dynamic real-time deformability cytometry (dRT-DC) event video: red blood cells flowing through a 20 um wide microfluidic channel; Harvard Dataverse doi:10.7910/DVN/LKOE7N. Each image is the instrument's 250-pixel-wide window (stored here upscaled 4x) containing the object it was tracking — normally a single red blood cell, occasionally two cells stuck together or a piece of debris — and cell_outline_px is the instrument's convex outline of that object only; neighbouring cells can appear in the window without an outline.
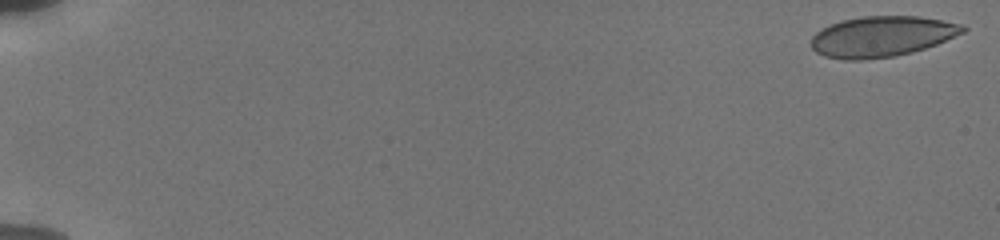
{"species": "human", "species_latin": "Homo sapiens", "temperature_condition": "cold", "stored_images_in_passage": 55, "camera_frame_rate_fps": 3000, "um_per_image_px": 0.085, "donor": {"sex": "male"}, "frame": {"image": 1, "passage_image": 1, "time_ms": 0.0, "image_size_px": [1000, 240], "cell_outline_px": [[968, 28], [964, 32], [936, 44], [912, 52], [896, 56], [860, 60], [844, 60], [824, 56], [816, 52], [812, 48], [812, 36], [820, 28], [840, 20], [864, 16], [920, 16], [964, 24]], "centroid_in_image_um": [74.95, 3.09], "position_along_channel_um": 10.1, "area_um2": 36.07}}
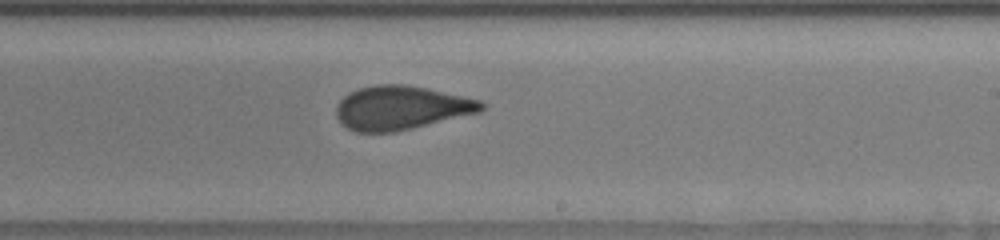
{"frame": {"image": 2, "passage_image": 35, "time_ms": 11.333, "image_size_px": [1000, 240], "cell_outline_px": [[484, 108], [480, 112], [396, 132], [356, 132], [340, 124], [336, 116], [336, 104], [348, 92], [360, 88], [376, 84], [404, 84], [464, 96], [480, 100], [484, 104]], "centroid_in_image_um": [34.05, 9.17], "position_along_channel_um": 255.0, "area_um2": 37.11}}
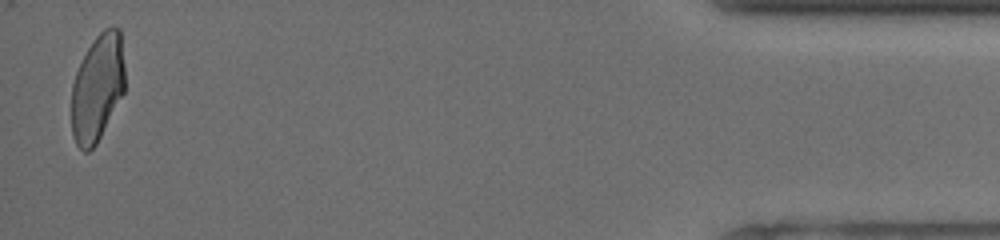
{"frame": {"image": 3, "passage_image": 54, "time_ms": 17.667, "image_size_px": [1000, 240], "cell_outline_px": [[124, 92], [96, 144], [88, 152], [84, 152], [76, 144], [72, 136], [72, 84], [76, 72], [88, 48], [96, 36], [104, 28], [120, 28], [124, 64]], "centroid_in_image_um": [8.28, 7.47], "position_along_channel_um": 426.9, "area_um2": 33.12}, "authors_computed_cell_mechanics": {"area_um2": 36.7608, "velocity_mm_per_s": 3.8441, "shape_relaxation_time_tau1_ms": 8.7999, "shape_relaxation_time_tau2_ms": 0.8054, "deformation_change_tau1": 0.1859, "deformation_change_tau2": 0.0578}}